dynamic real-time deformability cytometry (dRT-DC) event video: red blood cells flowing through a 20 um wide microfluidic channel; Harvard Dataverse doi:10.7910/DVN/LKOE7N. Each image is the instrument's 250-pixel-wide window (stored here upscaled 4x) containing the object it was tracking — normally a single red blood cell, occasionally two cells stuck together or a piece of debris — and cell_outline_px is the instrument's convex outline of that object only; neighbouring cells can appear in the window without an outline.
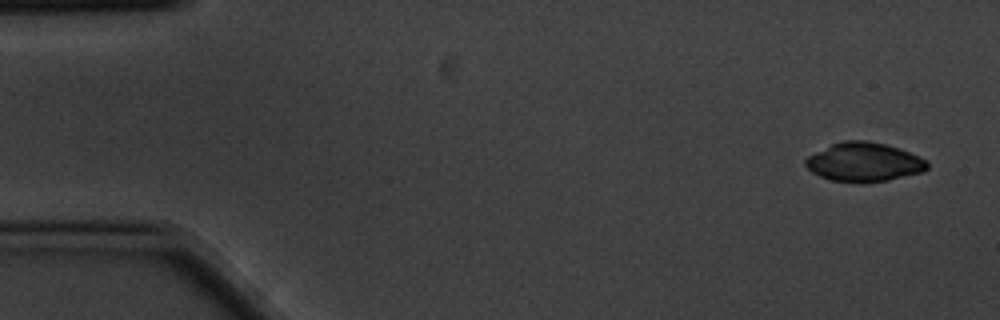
{"species": "common noctule bat (a hibernating species)", "species_latin": "Nyctalus noctula", "temperature_condition": "cold", "stored_images_in_passage": 4, "camera_frame_rate_fps": 3000, "um_per_image_px": 0.085, "animal": {"sex": "male", "body_mass_g": 20.1, "forearm_length_mm": 53.5}, "frame": {"image": 1, "passage_image": 1, "time_ms": 0.0, "image_size_px": [1000, 320], "cell_outline_px": [[928, 168], [924, 172], [888, 180], [832, 180], [820, 176], [812, 172], [804, 164], [804, 160], [808, 156], [832, 144], [844, 140], [864, 140], [884, 144], [908, 152], [928, 160]], "centroid_in_image_um": [73.45, 13.75], "position_along_channel_um": 11.5, "area_um2": 26.88}}